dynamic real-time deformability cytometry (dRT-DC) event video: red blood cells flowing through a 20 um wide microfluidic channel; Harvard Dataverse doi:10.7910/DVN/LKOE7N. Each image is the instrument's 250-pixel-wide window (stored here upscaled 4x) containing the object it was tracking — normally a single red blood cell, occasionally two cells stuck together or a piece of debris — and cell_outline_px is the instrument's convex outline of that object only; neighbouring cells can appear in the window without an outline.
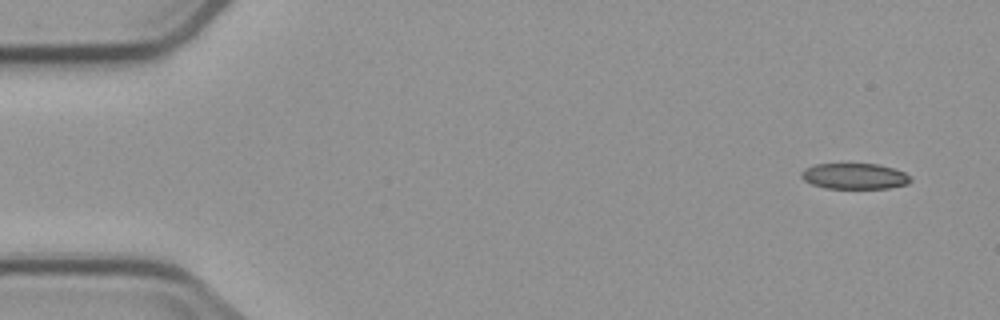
{"species": "common noctule bat (a hibernating species)", "species_latin": "Nyctalus noctula", "temperature_condition": "cold", "stored_images_in_passage": 4, "camera_frame_rate_fps": 3000, "um_per_image_px": 0.085, "animal": {"sex": "male", "body_mass_g": 23.1, "forearm_length_mm": 52.7}, "frame": {"image": 1, "passage_image": 4, "time_ms": 5.0, "image_size_px": [1000, 320], "cell_outline_px": [[912, 180], [908, 184], [888, 188], [824, 188], [812, 184], [804, 180], [800, 176], [800, 172], [804, 168], [816, 164], [876, 164], [892, 168], [904, 172]], "centroid_in_image_um": [72.6, 14.98], "position_along_channel_um": 12.4, "area_um2": 16.36}}